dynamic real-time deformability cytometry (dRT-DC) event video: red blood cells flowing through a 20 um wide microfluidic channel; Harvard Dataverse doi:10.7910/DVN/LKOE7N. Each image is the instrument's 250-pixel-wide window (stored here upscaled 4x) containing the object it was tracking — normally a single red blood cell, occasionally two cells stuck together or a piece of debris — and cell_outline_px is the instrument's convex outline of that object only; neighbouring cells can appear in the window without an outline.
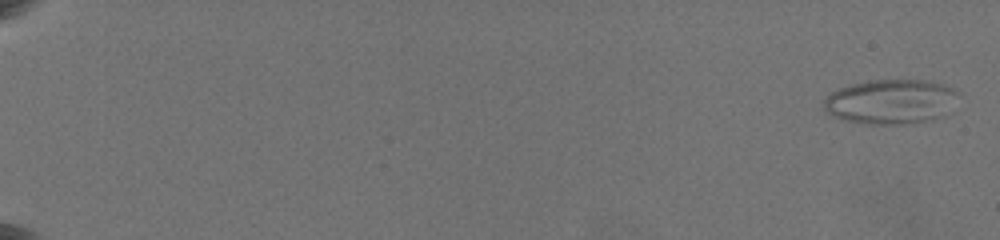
{"species": "common noctule bat (a hibernating species)", "species_latin": "Nyctalus noctula", "temperature_condition": "warm", "stored_images_in_passage": 29, "camera_frame_rate_fps": 3000, "um_per_image_px": 0.085, "animal": {"sex": "female", "body_mass_g": 19.5, "forearm_length_mm": 54.1}, "frame": {"image": 1, "passage_image": 1, "time_ms": 0.0, "image_size_px": [1000, 240], "cell_outline_px": [[964, 92], [944, 116], [932, 120], [908, 124], [868, 124], [844, 120], [832, 116], [824, 108], [824, 100], [832, 92], [840, 88], [852, 84], [872, 80], [924, 80], [940, 84]], "centroid_in_image_um": [75.79, 8.65], "position_along_channel_um": 9.2, "area_um2": 35.26}}
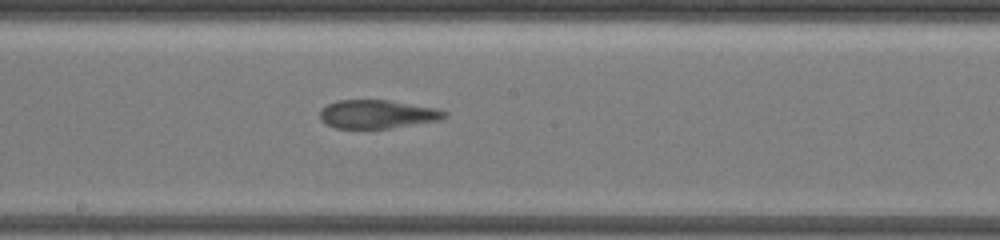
{"frame": {"image": 2, "passage_image": 18, "time_ms": 12.0, "image_size_px": [1000, 240], "cell_outline_px": [[448, 116], [440, 120], [392, 128], [336, 128], [324, 124], [320, 120], [320, 108], [336, 100], [388, 100], [436, 108], [448, 112]], "centroid_in_image_um": [32.06, 9.71], "position_along_channel_um": 216.1, "area_um2": 20.87}}
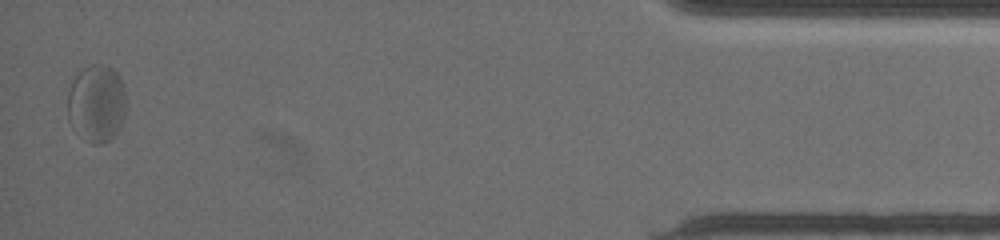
{"frame": {"image": 3, "passage_image": 29, "time_ms": 19.667, "image_size_px": [1000, 240], "cell_outline_px": [[124, 116], [120, 128], [108, 140], [100, 144], [92, 144], [72, 128], [68, 120], [68, 88], [76, 68], [92, 64], [104, 64], [112, 68], [120, 76], [124, 92]], "centroid_in_image_um": [8.15, 8.72], "position_along_channel_um": 427.0, "area_um2": 26.82}, "authors_computed_cell_mechanics": {"area_um2": 22.1374, "velocity_mm_per_s": 3.6268, "shape_relaxation_time_tau1_ms": null, "shape_relaxation_time_tau2_ms": 1.5114, "deformation_change_tau1": null, "deformation_change_tau2": 0.0745}}